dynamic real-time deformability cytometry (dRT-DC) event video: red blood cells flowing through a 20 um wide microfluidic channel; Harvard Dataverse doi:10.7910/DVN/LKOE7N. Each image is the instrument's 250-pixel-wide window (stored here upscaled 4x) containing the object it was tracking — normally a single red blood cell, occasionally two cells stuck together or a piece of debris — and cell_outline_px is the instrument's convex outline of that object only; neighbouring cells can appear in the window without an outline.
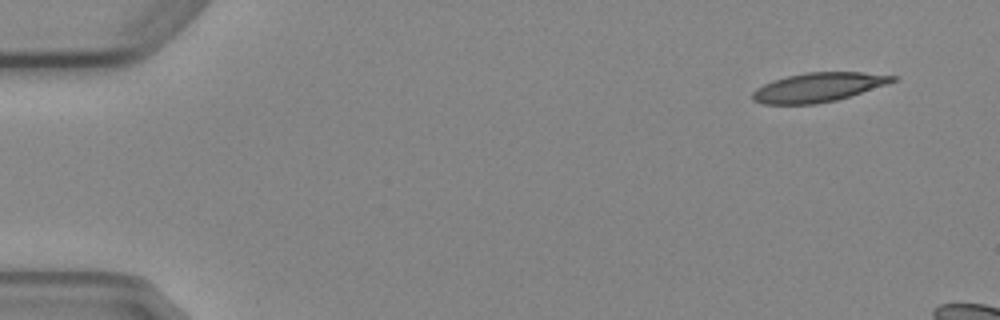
{"species": "Egyptian fruit bat (a non-hibernating species)", "species_latin": "Rousettus aegyptiacus", "temperature_condition": "cold", "stored_images_in_passage": 4, "camera_frame_rate_fps": 3000, "um_per_image_px": 0.085, "animal": {"sex": "female"}, "frame": {"image": 1, "passage_image": 1, "time_ms": 0.0, "image_size_px": [1000, 320], "cell_outline_px": [[900, 80], [888, 84], [836, 100], [816, 104], [764, 104], [752, 100], [752, 92], [756, 88], [772, 80], [788, 76], [808, 72], [864, 72], [900, 76]], "centroid_in_image_um": [69.59, 7.41], "position_along_channel_um": 15.4, "area_um2": 23.93}}